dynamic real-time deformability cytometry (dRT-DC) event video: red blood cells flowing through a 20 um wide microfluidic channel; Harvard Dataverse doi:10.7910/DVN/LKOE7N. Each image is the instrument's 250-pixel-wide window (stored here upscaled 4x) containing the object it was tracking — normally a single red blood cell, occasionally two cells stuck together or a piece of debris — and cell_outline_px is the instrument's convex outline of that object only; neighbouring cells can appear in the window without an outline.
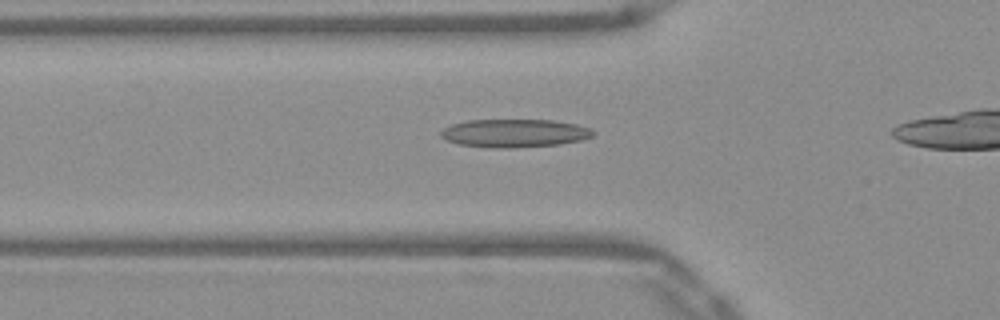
{"species": "Egyptian fruit bat (a non-hibernating species)", "species_latin": "Rousettus aegyptiacus", "temperature_condition": "warm", "stored_images_in_passage": 26, "camera_frame_rate_fps": 3000, "um_per_image_px": 0.085, "frame": {"image": 1, "passage_image": 2, "time_ms": 0.333, "image_size_px": [1000, 320], "cell_outline_px": [[596, 132], [592, 136], [580, 140], [560, 144], [512, 148], [492, 148], [460, 144], [448, 140], [440, 136], [440, 132], [444, 128], [452, 124], [468, 120], [556, 120], [576, 124], [592, 128]], "centroid_in_image_um": [43.76, 11.31], "position_along_channel_um": 82.0, "area_um2": 25.03}}
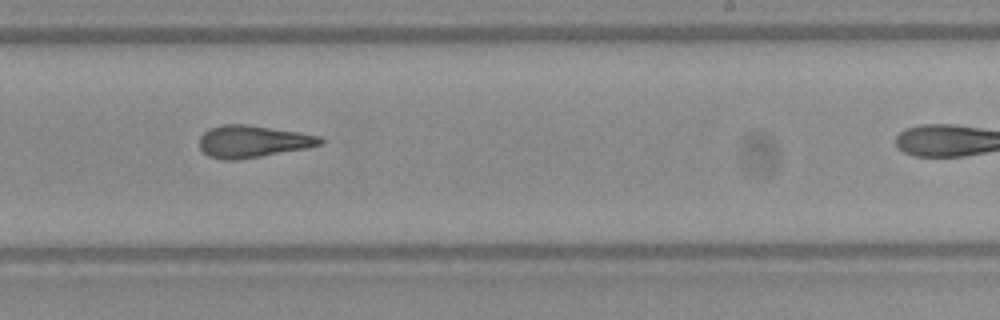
{"frame": {"image": 2, "passage_image": 16, "time_ms": 5.0, "image_size_px": [1000, 320], "cell_outline_px": [[324, 144], [308, 148], [240, 160], [220, 160], [208, 156], [200, 148], [200, 136], [208, 128], [224, 124], [248, 124], [300, 132], [320, 136], [324, 140]], "centroid_in_image_um": [21.5, 12.03], "position_along_channel_um": 267.5, "area_um2": 23.0}}
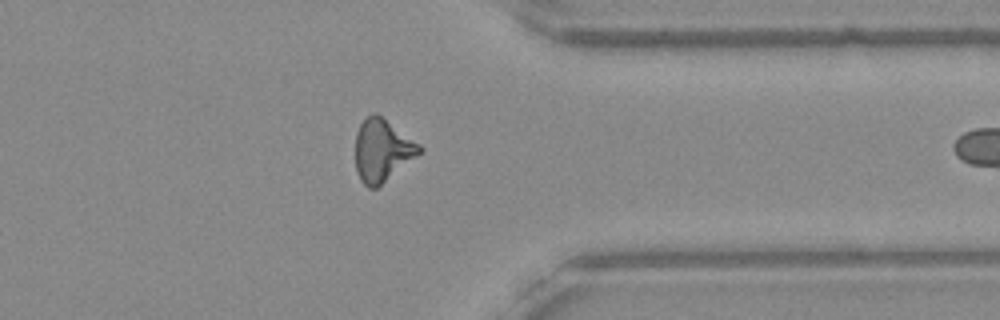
{"frame": {"image": 3, "passage_image": 25, "time_ms": 8.0, "image_size_px": [1000, 320], "cell_outline_px": [[424, 148], [416, 156], [376, 188], [368, 188], [360, 180], [356, 172], [356, 132], [360, 124], [372, 112], [376, 112], [420, 144]], "centroid_in_image_um": [32.47, 12.77], "position_along_channel_um": 378.9, "area_um2": 23.0}}